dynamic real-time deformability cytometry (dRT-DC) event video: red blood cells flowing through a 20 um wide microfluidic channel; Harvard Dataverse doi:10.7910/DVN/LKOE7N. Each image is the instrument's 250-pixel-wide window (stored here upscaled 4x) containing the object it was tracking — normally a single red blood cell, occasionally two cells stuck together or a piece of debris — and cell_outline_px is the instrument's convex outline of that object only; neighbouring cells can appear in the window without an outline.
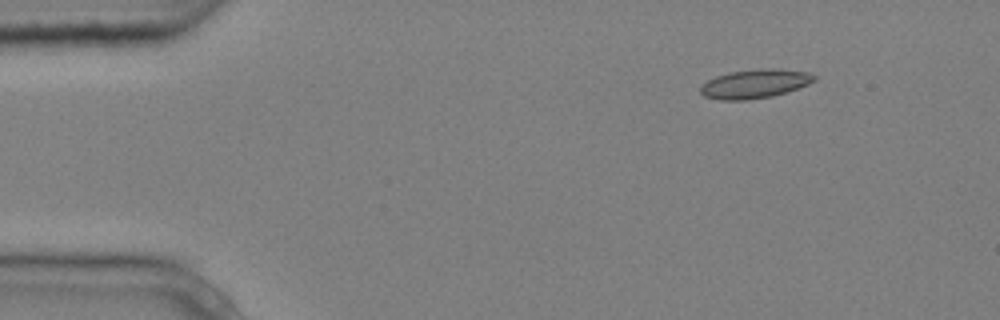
{"species": "common noctule bat (a hibernating species)", "species_latin": "Nyctalus noctula", "temperature_condition": "cold", "stored_images_in_passage": 8, "camera_frame_rate_fps": 3000, "um_per_image_px": 0.085, "animal": {"sex": "male", "body_mass_g": 20.4}, "frame": {"image": 1, "passage_image": 2, "time_ms": 0.333, "image_size_px": [1000, 320], "cell_outline_px": [[816, 80], [808, 84], [772, 96], [748, 100], [720, 100], [704, 96], [700, 92], [700, 84], [716, 76], [728, 72], [760, 68], [776, 68], [808, 72], [816, 76]], "centroid_in_image_um": [64.13, 7.11], "position_along_channel_um": 20.9, "area_um2": 19.25}}
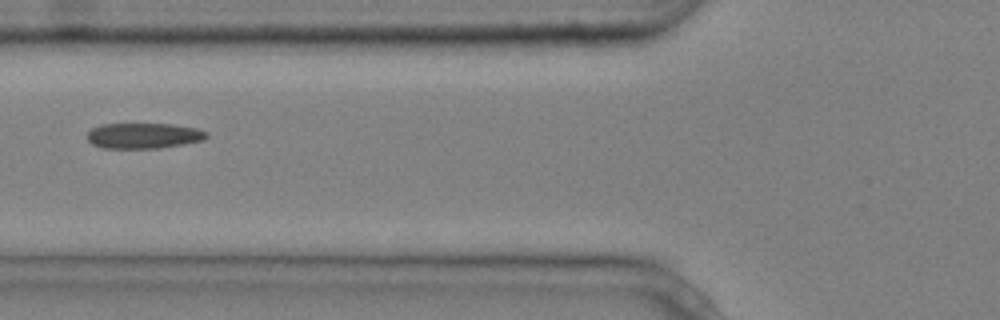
{"frame": {"image": 2, "passage_image": 5, "time_ms": 1.333, "image_size_px": [1000, 320], "cell_outline_px": [[208, 136], [204, 140], [184, 144], [160, 148], [104, 148], [92, 144], [88, 140], [88, 132], [92, 128], [100, 124], [172, 124], [196, 128], [208, 132]], "centroid_in_image_um": [12.23, 11.53], "position_along_channel_um": 113.6, "area_um2": 17.8}}
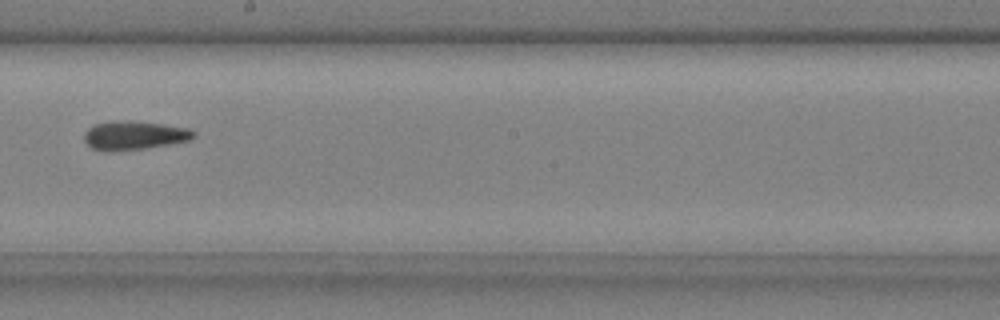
{"frame": {"image": 3, "passage_image": 8, "time_ms": 2.333, "image_size_px": [1000, 320], "cell_outline_px": [[196, 136], [188, 140], [148, 148], [112, 152], [108, 152], [92, 148], [84, 140], [84, 132], [88, 128], [96, 124], [116, 120], [164, 124], [188, 128], [196, 132]], "centroid_in_image_um": [11.39, 11.52], "position_along_channel_um": 236.8, "area_um2": 18.32}}